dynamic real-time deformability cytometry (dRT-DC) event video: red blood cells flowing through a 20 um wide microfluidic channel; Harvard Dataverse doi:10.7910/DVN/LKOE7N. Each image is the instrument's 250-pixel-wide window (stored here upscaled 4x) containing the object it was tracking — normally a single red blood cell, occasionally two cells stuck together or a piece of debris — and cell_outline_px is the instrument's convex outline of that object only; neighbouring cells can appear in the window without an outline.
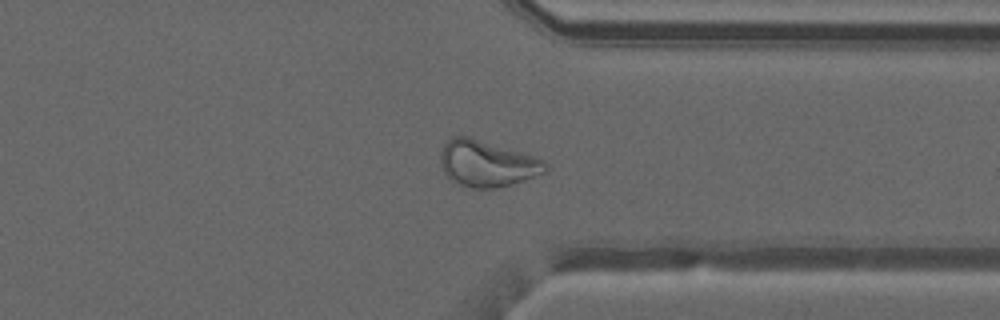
{"species": "common noctule bat (a hibernating species)", "species_latin": "Nyctalus noctula", "temperature_condition": "warm", "stored_images_in_passage": 49, "camera_frame_rate_fps": 3000, "um_per_image_px": 0.085, "animal": {"sex": "male", "forearm_length_mm": 52.5}, "frame": {"image": 1, "passage_image": 38, "time_ms": 12.333, "image_size_px": [1000, 320], "cell_outline_px": [[548, 164], [544, 172], [496, 188], [472, 188], [460, 184], [452, 180], [444, 172], [440, 156], [440, 152], [444, 144], [452, 136], [468, 136], [520, 152], [544, 160]], "centroid_in_image_um": [41.35, 13.89], "position_along_channel_um": 370.1, "area_um2": 27.51}}
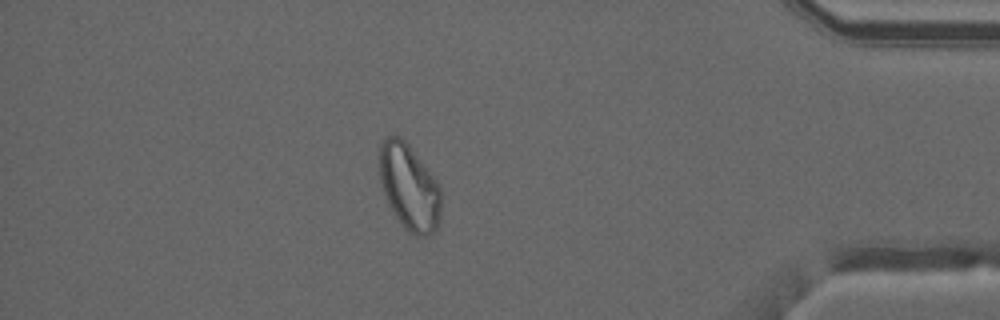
{"frame": {"image": 2, "passage_image": 43, "time_ms": 14.0, "image_size_px": [1000, 320], "cell_outline_px": [[440, 220], [436, 228], [428, 236], [416, 236], [396, 216], [388, 204], [380, 180], [376, 156], [380, 144], [384, 136], [400, 136], [408, 144], [432, 176], [440, 188]], "centroid_in_image_um": [34.73, 15.84], "position_along_channel_um": 400.5, "area_um2": 30.63}}